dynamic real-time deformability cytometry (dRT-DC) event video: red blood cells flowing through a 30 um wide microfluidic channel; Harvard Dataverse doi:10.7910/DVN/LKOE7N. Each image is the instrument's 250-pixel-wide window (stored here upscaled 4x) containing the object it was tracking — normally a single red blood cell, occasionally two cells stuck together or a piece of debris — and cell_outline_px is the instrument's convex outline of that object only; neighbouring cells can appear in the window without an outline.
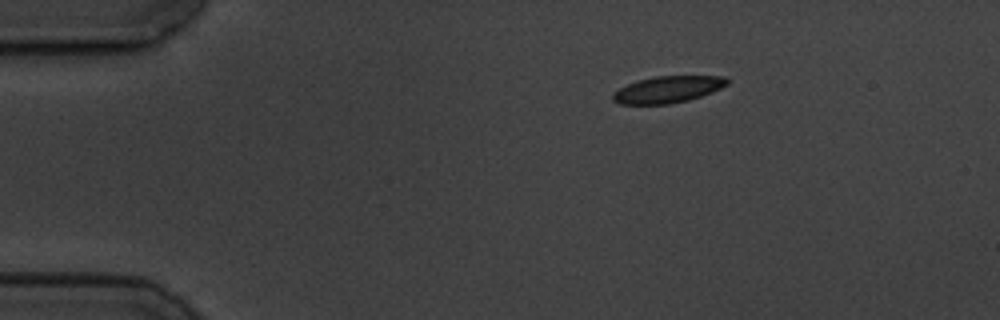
{"species": "common noctule bat (a hibernating species)", "species_latin": "Nyctalus noctula", "temperature_condition": "cold", "stored_images_in_passage": 4, "camera_frame_rate_fps": 3000, "um_per_image_px": 0.085, "animal": {"sex": "male", "body_mass_g": 19.5, "forearm_length_mm": 54.6}, "frame": {"image": 1, "passage_image": 1, "time_ms": 0.0, "image_size_px": [1000, 320], "cell_outline_px": [[728, 84], [712, 92], [688, 100], [668, 104], [620, 104], [612, 100], [612, 92], [628, 84], [640, 80], [656, 76], [724, 76], [728, 80]], "centroid_in_image_um": [56.74, 7.61], "position_along_channel_um": 28.3, "area_um2": 17.63}}
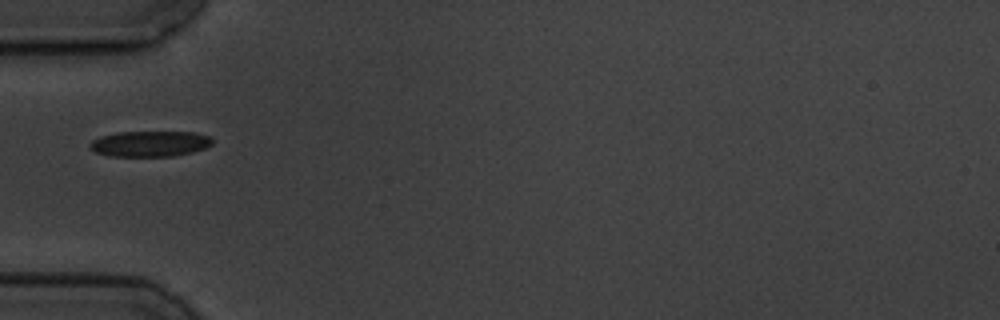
{"frame": {"image": 2, "passage_image": 3, "time_ms": 3.0, "image_size_px": [1000, 320], "cell_outline_px": [[212, 144], [204, 148], [192, 152], [172, 156], [108, 156], [96, 152], [88, 144], [92, 140], [100, 136], [120, 132], [196, 132], [212, 136]], "centroid_in_image_um": [12.76, 12.21], "position_along_channel_um": 72.2, "area_um2": 18.32}}
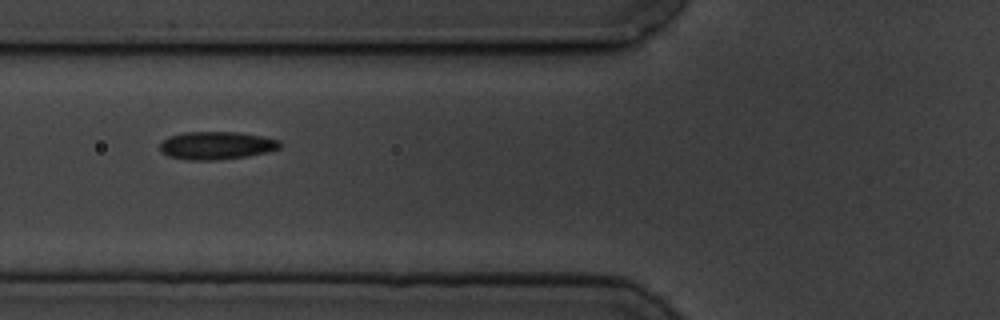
{"frame": {"image": 3, "passage_image": 4, "time_ms": 4.0, "image_size_px": [1000, 320], "cell_outline_px": [[280, 148], [268, 152], [244, 156], [212, 160], [188, 160], [168, 156], [160, 152], [160, 144], [168, 136], [184, 132], [240, 132], [280, 140]], "centroid_in_image_um": [18.37, 12.36], "position_along_channel_um": 107.4, "area_um2": 19.42}}